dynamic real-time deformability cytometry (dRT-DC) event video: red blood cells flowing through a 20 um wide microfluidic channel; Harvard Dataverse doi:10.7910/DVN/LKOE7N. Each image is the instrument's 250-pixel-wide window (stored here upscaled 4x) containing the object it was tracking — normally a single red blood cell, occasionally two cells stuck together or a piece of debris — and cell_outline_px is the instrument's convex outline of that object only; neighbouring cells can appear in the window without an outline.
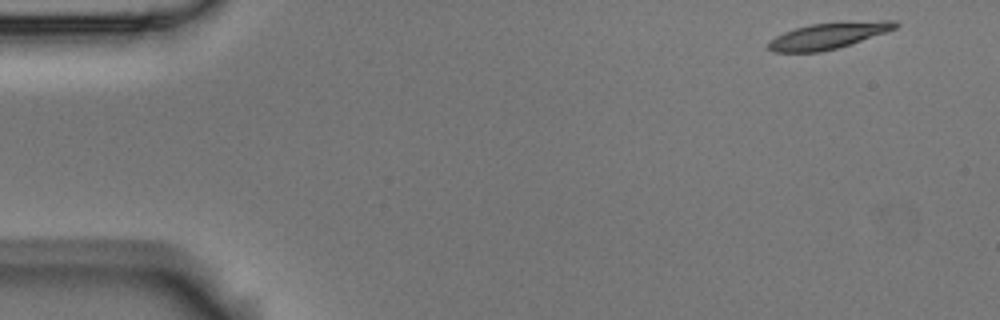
{"species": "Egyptian fruit bat (a non-hibernating species)", "species_latin": "Rousettus aegyptiacus", "temperature_condition": "room temperature", "stored_images_in_passage": 7, "camera_frame_rate_fps": 3000, "um_per_image_px": 0.085, "animal": {"sex": "male"}, "frame": {"image": 1, "passage_image": 1, "time_ms": 0.0, "image_size_px": [1000, 320], "cell_outline_px": [[900, 24], [896, 28], [852, 44], [820, 52], [772, 52], [768, 48], [768, 44], [776, 36], [784, 32], [796, 28], [812, 24], [880, 20], [896, 20]], "centroid_in_image_um": [70.44, 3.04], "position_along_channel_um": 14.6, "area_um2": 19.13}}
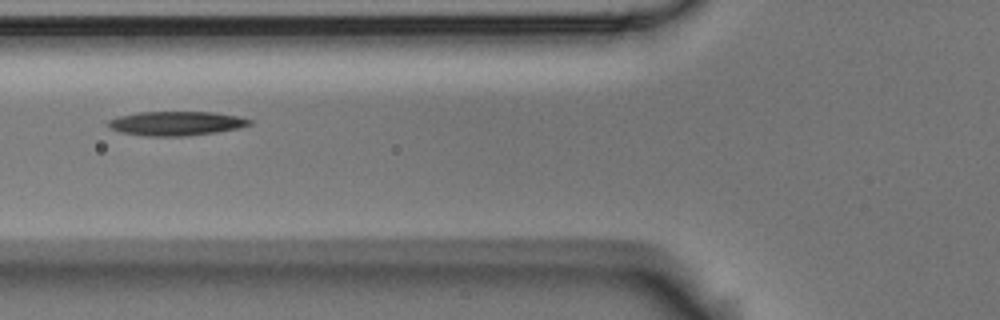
{"frame": {"image": 2, "passage_image": 6, "time_ms": 1.667, "image_size_px": [1000, 320], "cell_outline_px": [[252, 124], [240, 128], [216, 132], [180, 136], [148, 136], [124, 132], [112, 128], [108, 124], [108, 120], [120, 116], [140, 112], [216, 112], [236, 116], [252, 120]], "centroid_in_image_um": [15.04, 10.48], "position_along_channel_um": 110.8, "area_um2": 19.59}}
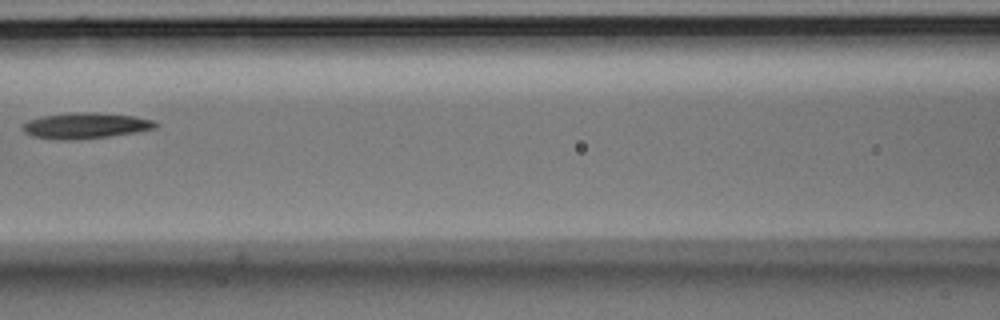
{"frame": {"image": 3, "passage_image": 7, "time_ms": 2.0, "image_size_px": [1000, 320], "cell_outline_px": [[160, 124], [156, 128], [136, 132], [108, 136], [76, 140], [56, 140], [32, 136], [24, 132], [20, 128], [28, 120], [44, 116], [68, 112], [96, 112], [132, 116], [152, 120]], "centroid_in_image_um": [7.24, 10.68], "position_along_channel_um": 159.4, "area_um2": 20.11}}